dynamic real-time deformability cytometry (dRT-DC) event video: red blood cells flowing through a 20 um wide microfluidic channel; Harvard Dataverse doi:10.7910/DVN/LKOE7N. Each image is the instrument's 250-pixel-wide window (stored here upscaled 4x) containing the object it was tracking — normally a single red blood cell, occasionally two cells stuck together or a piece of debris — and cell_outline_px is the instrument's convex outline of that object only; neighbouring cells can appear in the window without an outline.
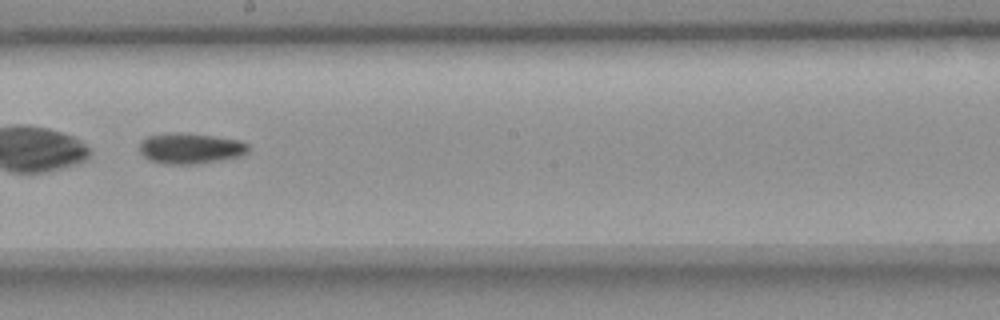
{"species": "common noctule bat (a hibernating species)", "species_latin": "Nyctalus noctula", "temperature_condition": "room temperature", "stored_images_in_passage": 52, "camera_frame_rate_fps": 3000, "um_per_image_px": 0.085, "animal": {"sex": "female", "body_mass_g": 18.4}, "frame": {"image": 1, "passage_image": 29, "time_ms": 9.333, "image_size_px": [1000, 320], "cell_outline_px": [[248, 152], [240, 156], [224, 160], [196, 164], [164, 164], [148, 160], [140, 152], [140, 140], [148, 136], [168, 132], [184, 132], [240, 140], [248, 144]], "centroid_in_image_um": [16.16, 12.61], "position_along_channel_um": 232.0, "area_um2": 19.77}}
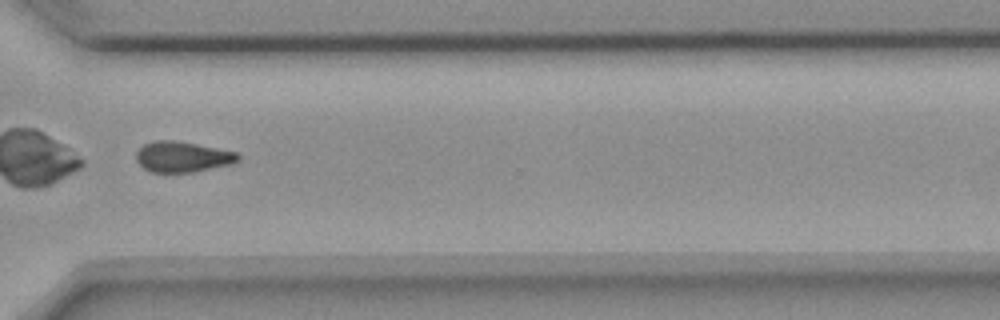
{"frame": {"image": 2, "passage_image": 39, "time_ms": 12.667, "image_size_px": [1000, 320], "cell_outline_px": [[240, 160], [232, 164], [196, 172], [152, 172], [144, 168], [136, 160], [136, 152], [144, 144], [152, 140], [172, 140], [196, 144], [236, 152], [240, 156]], "centroid_in_image_um": [15.52, 13.33], "position_along_channel_um": 355.1, "area_um2": 18.21}}